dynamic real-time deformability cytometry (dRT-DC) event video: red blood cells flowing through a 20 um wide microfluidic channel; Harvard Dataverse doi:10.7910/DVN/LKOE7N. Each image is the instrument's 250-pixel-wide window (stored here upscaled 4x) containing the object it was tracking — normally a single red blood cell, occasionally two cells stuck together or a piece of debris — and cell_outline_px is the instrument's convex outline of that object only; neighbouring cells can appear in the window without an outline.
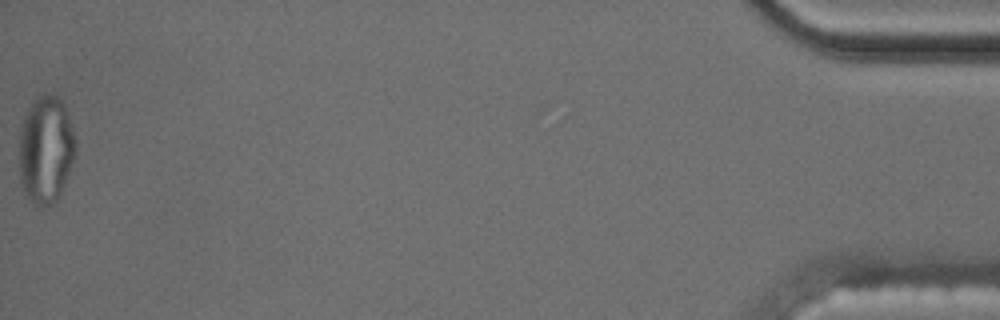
{"species": "common noctule bat (a hibernating species)", "species_latin": "Nyctalus noctula", "temperature_condition": "cold", "stored_images_in_passage": 58, "segment_of_instrument_passage": [2, 2], "camera_frame_rate_fps": 3000, "um_per_image_px": 0.085, "animal": {"sex": "male", "body_mass_g": 17.5, "forearm_length_mm": 52.3}, "frame": {"image": 1, "passage_image": 58, "time_ms": 19.0, "image_size_px": [1000, 320], "cell_outline_px": [[76, 148], [68, 172], [56, 200], [48, 204], [36, 204], [24, 192], [20, 184], [20, 132], [28, 108], [40, 96], [56, 96], [64, 104], [76, 140]], "centroid_in_image_um": [3.89, 12.7], "position_along_channel_um": 431.3, "area_um2": 34.1}}